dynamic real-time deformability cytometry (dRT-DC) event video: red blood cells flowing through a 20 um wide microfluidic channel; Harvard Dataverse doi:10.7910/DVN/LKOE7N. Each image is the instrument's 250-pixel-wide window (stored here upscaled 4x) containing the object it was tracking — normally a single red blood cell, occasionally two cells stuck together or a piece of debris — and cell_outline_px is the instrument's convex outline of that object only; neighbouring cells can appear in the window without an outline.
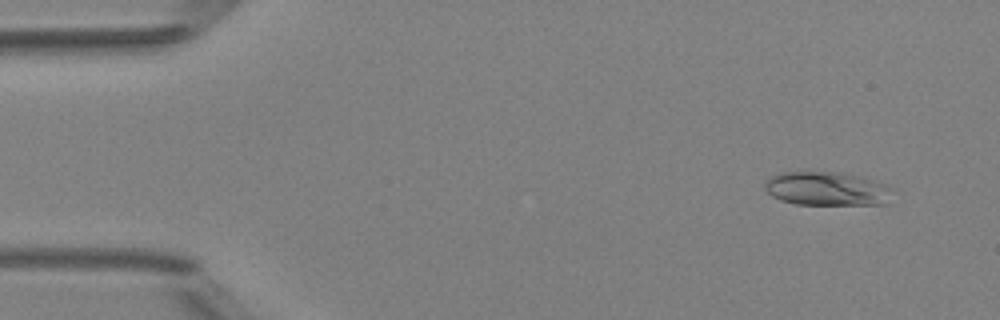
{"species": "Egyptian fruit bat (a non-hibernating species)", "species_latin": "Rousettus aegyptiacus", "temperature_condition": "room temperature", "stored_images_in_passage": 4, "camera_frame_rate_fps": 3000, "um_per_image_px": 0.085, "animal": {"sex": "female"}, "frame": {"image": 1, "passage_image": 2, "time_ms": 1.0, "image_size_px": [1000, 320], "cell_outline_px": [[892, 188], [884, 204], [796, 204], [780, 200], [772, 196], [764, 188], [764, 184], [772, 176], [780, 172], [840, 172], [872, 180], [884, 184]], "centroid_in_image_um": [70.22, 16.04], "position_along_channel_um": 14.8, "area_um2": 24.68}}
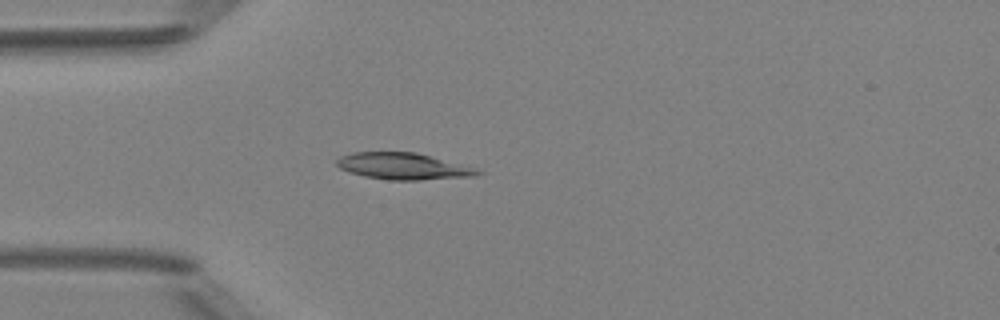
{"frame": {"image": 2, "passage_image": 4, "time_ms": 4.333, "image_size_px": [1000, 320], "cell_outline_px": [[484, 172], [476, 176], [420, 180], [388, 180], [364, 176], [348, 172], [340, 168], [336, 164], [336, 160], [340, 156], [352, 152], [416, 152], [476, 168]], "centroid_in_image_um": [34.26, 14.13], "position_along_channel_um": 50.7, "area_um2": 21.91}}